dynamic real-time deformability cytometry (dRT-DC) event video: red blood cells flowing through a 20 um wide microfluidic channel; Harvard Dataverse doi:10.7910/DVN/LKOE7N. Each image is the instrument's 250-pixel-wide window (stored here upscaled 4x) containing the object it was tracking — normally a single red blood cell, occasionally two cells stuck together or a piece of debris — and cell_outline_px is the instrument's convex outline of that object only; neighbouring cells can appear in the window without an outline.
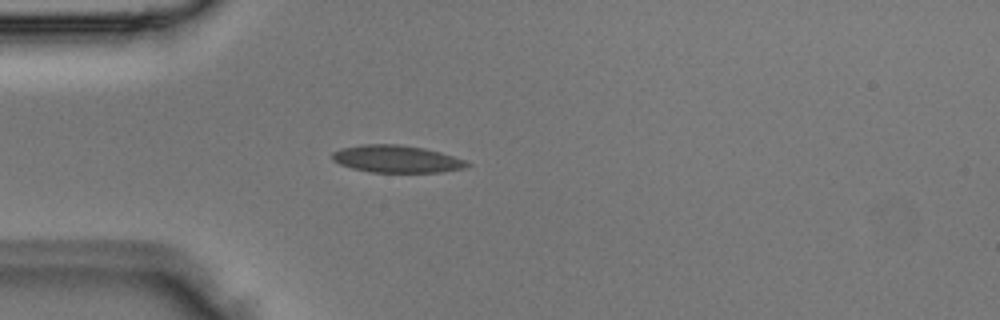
{"species": "Egyptian fruit bat (a non-hibernating species)", "species_latin": "Rousettus aegyptiacus", "temperature_condition": "room temperature", "stored_images_in_passage": 4, "camera_frame_rate_fps": 3000, "um_per_image_px": 0.085, "animal": {"sex": "male"}, "frame": {"image": 1, "passage_image": 4, "time_ms": 1.0, "image_size_px": [1000, 320], "cell_outline_px": [[472, 164], [464, 168], [440, 172], [372, 172], [352, 168], [340, 164], [332, 160], [332, 152], [340, 148], [360, 144], [396, 144], [424, 148], [440, 152], [468, 160]], "centroid_in_image_um": [33.72, 13.5], "position_along_channel_um": 51.3, "area_um2": 21.56}}